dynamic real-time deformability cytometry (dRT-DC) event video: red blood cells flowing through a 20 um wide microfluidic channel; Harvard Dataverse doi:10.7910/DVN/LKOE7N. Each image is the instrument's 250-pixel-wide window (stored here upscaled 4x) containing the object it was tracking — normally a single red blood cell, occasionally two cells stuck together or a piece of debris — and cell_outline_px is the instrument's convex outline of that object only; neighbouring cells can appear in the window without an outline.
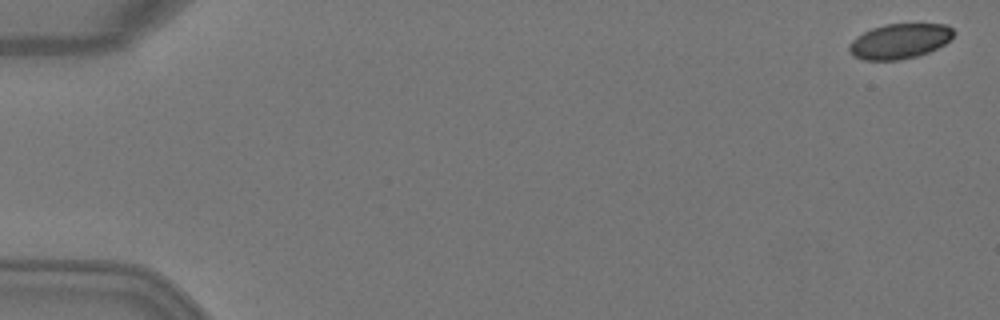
{"species": "Egyptian fruit bat (a non-hibernating species)", "species_latin": "Rousettus aegyptiacus", "temperature_condition": "warm", "stored_images_in_passage": 5, "camera_frame_rate_fps": 3000, "um_per_image_px": 0.085, "animal": {"sex": "female"}, "frame": {"image": 1, "passage_image": 1, "time_ms": 0.0, "image_size_px": [1000, 320], "cell_outline_px": [[956, 32], [944, 44], [928, 52], [916, 56], [900, 60], [864, 60], [852, 56], [848, 52], [848, 44], [856, 36], [872, 28], [884, 24], [948, 24]], "centroid_in_image_um": [76.43, 3.5], "position_along_channel_um": 8.6, "area_um2": 21.44}}
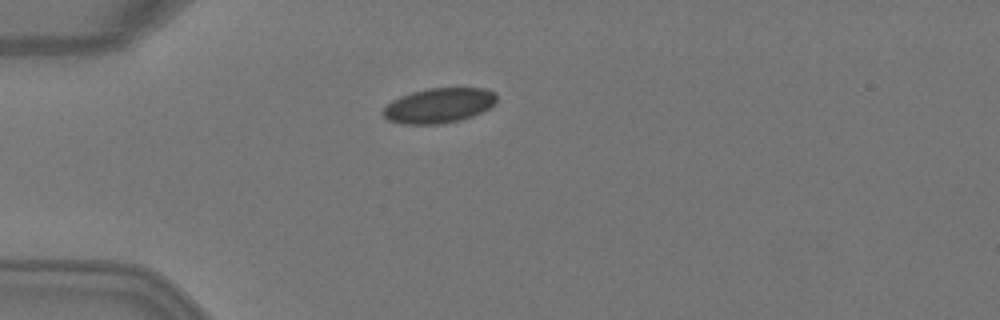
{"frame": {"image": 2, "passage_image": 4, "time_ms": 1.0, "image_size_px": [1000, 320], "cell_outline_px": [[496, 104], [472, 116], [460, 120], [436, 124], [404, 124], [388, 120], [384, 116], [384, 108], [392, 100], [400, 96], [412, 92], [428, 88], [484, 88], [496, 92]], "centroid_in_image_um": [37.32, 8.96], "position_along_channel_um": 47.7, "area_um2": 23.0}}